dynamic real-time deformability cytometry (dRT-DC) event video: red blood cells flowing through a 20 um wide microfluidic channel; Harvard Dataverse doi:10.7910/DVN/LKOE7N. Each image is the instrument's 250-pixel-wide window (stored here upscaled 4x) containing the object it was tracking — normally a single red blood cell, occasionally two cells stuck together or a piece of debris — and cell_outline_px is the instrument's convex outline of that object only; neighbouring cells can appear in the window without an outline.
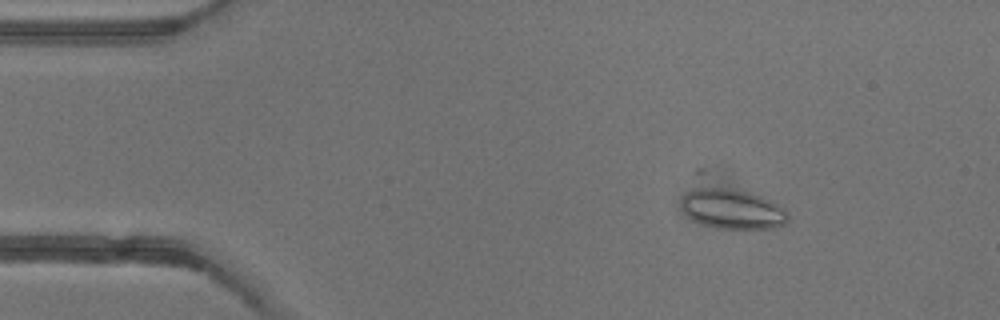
{"species": "common noctule bat (a hibernating species)", "species_latin": "Nyctalus noctula", "temperature_condition": "warm", "stored_images_in_passage": 52, "segment_of_instrument_passage": [1, 2], "camera_frame_rate_fps": 3000, "um_per_image_px": 0.085, "animal": {"sex": "female"}, "frame": {"image": 1, "passage_image": 7, "time_ms": 2.0, "image_size_px": [1000, 320], "cell_outline_px": [[788, 220], [784, 224], [772, 228], [720, 228], [704, 224], [692, 220], [680, 208], [680, 200], [696, 168], [704, 168], [772, 200], [784, 208], [788, 212]], "centroid_in_image_um": [61.93, 17.33], "position_along_channel_um": 23.1, "area_um2": 30.46}}